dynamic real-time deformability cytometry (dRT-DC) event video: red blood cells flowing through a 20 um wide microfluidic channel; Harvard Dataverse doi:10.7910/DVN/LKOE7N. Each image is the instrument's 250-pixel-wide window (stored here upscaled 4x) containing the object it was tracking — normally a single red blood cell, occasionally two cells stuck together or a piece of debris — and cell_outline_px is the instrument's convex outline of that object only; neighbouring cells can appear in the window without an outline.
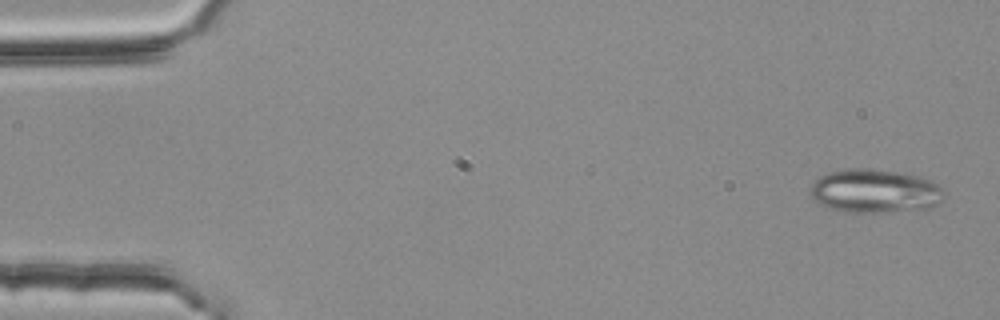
{"species": "common noctule bat (a hibernating species)", "species_latin": "Nyctalus noctula", "temperature_condition": "room temperature", "stored_images_in_passage": 4, "camera_frame_rate_fps": 3000, "um_per_image_px": 0.085, "animal": {"sex": "female", "body_mass_g": 25.1}, "frame": {"image": 1, "passage_image": 1, "time_ms": 0.0, "image_size_px": [1000, 320], "cell_outline_px": [[944, 192], [940, 204], [932, 208], [880, 212], [848, 212], [824, 208], [812, 196], [808, 188], [812, 180], [828, 172], [852, 168], [872, 168], [908, 172], [920, 176], [936, 184]], "centroid_in_image_um": [74.33, 16.22], "position_along_channel_um": 10.7, "area_um2": 34.62}}